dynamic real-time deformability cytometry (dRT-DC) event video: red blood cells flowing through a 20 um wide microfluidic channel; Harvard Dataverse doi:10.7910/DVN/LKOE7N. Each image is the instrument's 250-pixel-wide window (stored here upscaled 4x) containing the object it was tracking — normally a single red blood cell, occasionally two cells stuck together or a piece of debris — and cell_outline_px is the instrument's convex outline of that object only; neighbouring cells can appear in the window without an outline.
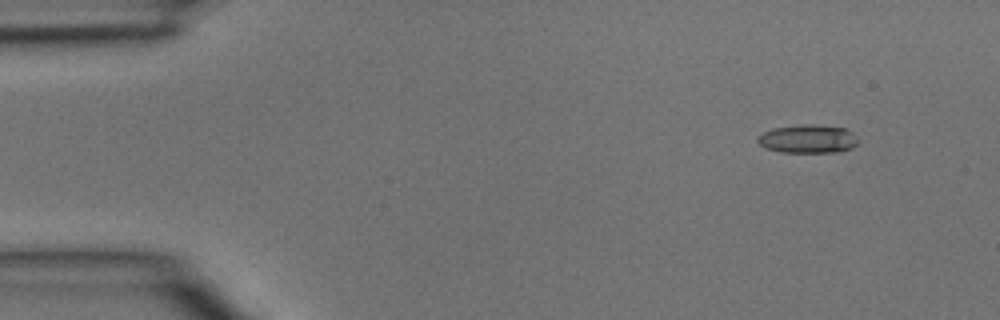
{"species": "common noctule bat (a hibernating species)", "species_latin": "Nyctalus noctula", "temperature_condition": "room temperature", "stored_images_in_passage": 4, "segment_of_instrument_passage": [1, 2], "camera_frame_rate_fps": 3000, "um_per_image_px": 0.085, "animal": {"sex": "male", "body_mass_g": 15.6}, "frame": {"image": 1, "passage_image": 1, "time_ms": 0.0, "image_size_px": [1000, 320], "cell_outline_px": [[856, 144], [852, 148], [836, 152], [780, 152], [764, 148], [756, 140], [756, 136], [772, 128], [804, 124], [808, 124], [844, 128], [852, 132], [856, 140]], "centroid_in_image_um": [68.6, 11.81], "position_along_channel_um": 16.4, "area_um2": 16.53}}